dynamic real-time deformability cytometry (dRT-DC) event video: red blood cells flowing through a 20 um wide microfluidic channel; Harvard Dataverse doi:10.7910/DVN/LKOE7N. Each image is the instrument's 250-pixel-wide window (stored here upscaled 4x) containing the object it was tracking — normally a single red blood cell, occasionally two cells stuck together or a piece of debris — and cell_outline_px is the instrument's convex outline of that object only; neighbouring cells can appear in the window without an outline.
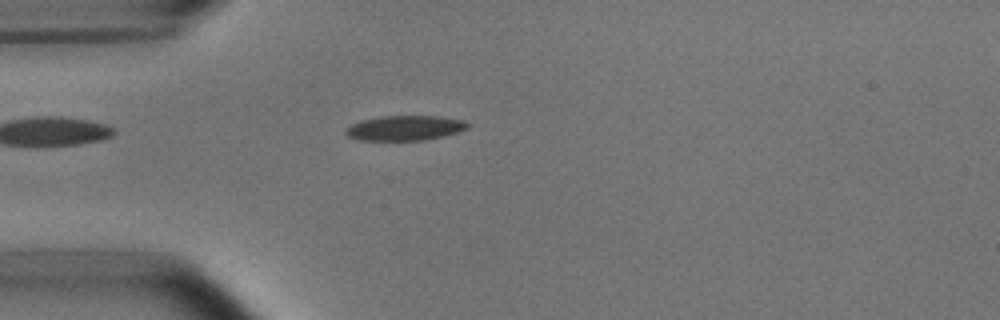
{"species": "common noctule bat (a hibernating species)", "species_latin": "Nyctalus noctula", "temperature_condition": "room temperature", "stored_images_in_passage": 32, "camera_frame_rate_fps": 3000, "um_per_image_px": 0.085, "animal": {"sex": "male", "body_mass_g": 15.6}, "frame": {"image": 1, "passage_image": 1, "time_ms": 0.0, "image_size_px": [1000, 320], "cell_outline_px": [[472, 124], [468, 128], [444, 136], [424, 140], [356, 140], [348, 136], [344, 132], [352, 124], [360, 120], [380, 116], [440, 116], [464, 120]], "centroid_in_image_um": [34.44, 10.87], "position_along_channel_um": 50.6, "area_um2": 17.8}}
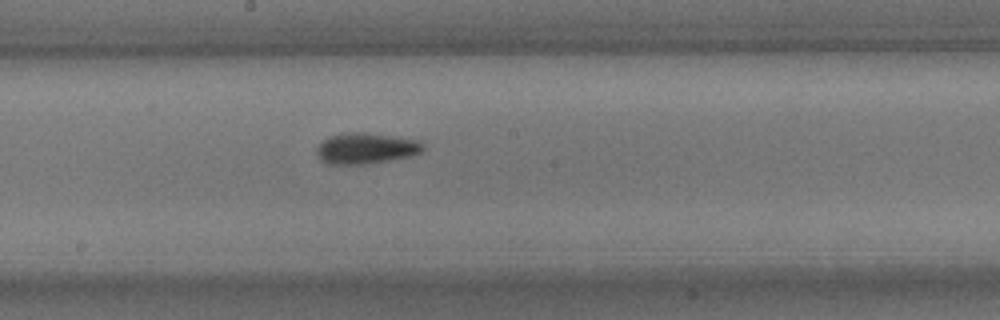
{"frame": {"image": 2, "passage_image": 15, "time_ms": 4.667, "image_size_px": [1000, 320], "cell_outline_px": [[424, 148], [420, 152], [412, 156], [364, 164], [328, 164], [320, 160], [316, 152], [316, 148], [328, 136], [348, 132], [364, 132], [392, 136], [416, 140], [424, 144]], "centroid_in_image_um": [31.07, 12.61], "position_along_channel_um": 217.1, "area_um2": 19.07}}
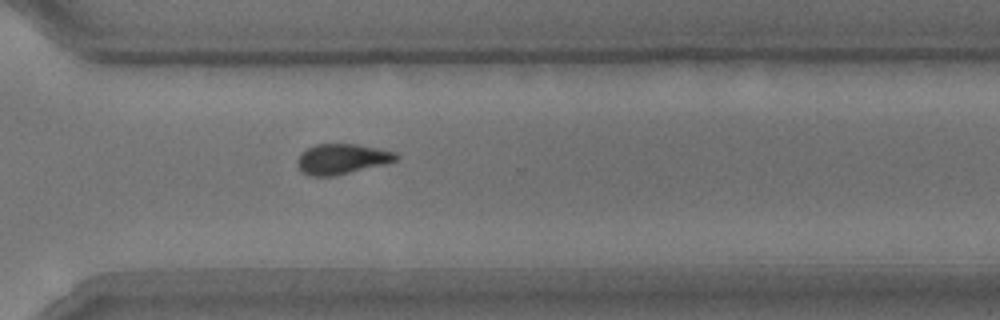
{"frame": {"image": 3, "passage_image": 25, "time_ms": 8.0, "image_size_px": [1000, 320], "cell_outline_px": [[400, 156], [396, 160], [388, 164], [336, 176], [308, 176], [296, 164], [296, 160], [300, 152], [316, 144], [356, 144], [396, 152]], "centroid_in_image_um": [29.07, 13.52], "position_along_channel_um": 341.5, "area_um2": 17.69}, "authors_computed_cell_mechanics": {"area_um2": 17.9758, "velocity_mm_per_s": 3.746, "shape_relaxation_time_tau1_ms": 3.3058, "shape_relaxation_time_tau2_ms": 3.1101, "deformation_change_tau1": 0.1306, "deformation_change_tau2": 0.064}}